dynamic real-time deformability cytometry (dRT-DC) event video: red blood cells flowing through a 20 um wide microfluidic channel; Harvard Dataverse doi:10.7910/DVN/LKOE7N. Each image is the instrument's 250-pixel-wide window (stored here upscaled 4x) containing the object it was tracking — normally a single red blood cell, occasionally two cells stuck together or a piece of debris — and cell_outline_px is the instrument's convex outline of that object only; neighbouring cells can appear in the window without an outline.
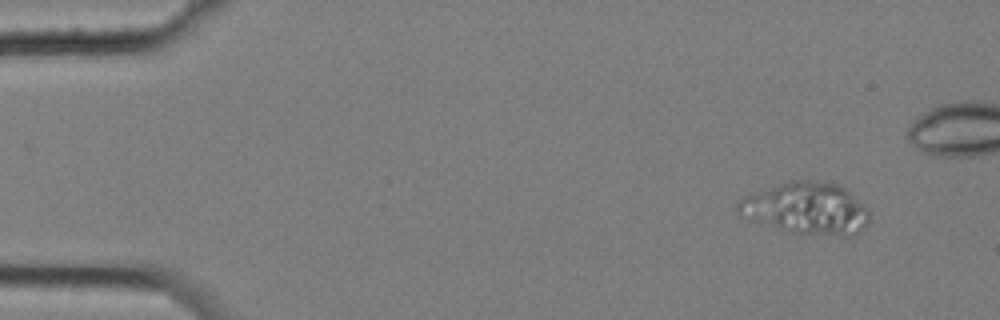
{"species": "common noctule bat (a hibernating species)", "species_latin": "Nyctalus noctula", "temperature_condition": "cold", "stored_images_in_passage": 6, "camera_frame_rate_fps": 3000, "um_per_image_px": 0.085, "animal": {"sex": "female", "body_mass_g": 25.1}, "frame": {"image": 1, "passage_image": 1, "time_ms": 0.0, "image_size_px": [1000, 320], "cell_outline_px": [[868, 224], [856, 236], [800, 236], [748, 220], [736, 212], [736, 204], [744, 196], [792, 180], [808, 180], [840, 184], [868, 212]], "centroid_in_image_um": [68.5, 17.78], "position_along_channel_um": 16.5, "area_um2": 40.11}}